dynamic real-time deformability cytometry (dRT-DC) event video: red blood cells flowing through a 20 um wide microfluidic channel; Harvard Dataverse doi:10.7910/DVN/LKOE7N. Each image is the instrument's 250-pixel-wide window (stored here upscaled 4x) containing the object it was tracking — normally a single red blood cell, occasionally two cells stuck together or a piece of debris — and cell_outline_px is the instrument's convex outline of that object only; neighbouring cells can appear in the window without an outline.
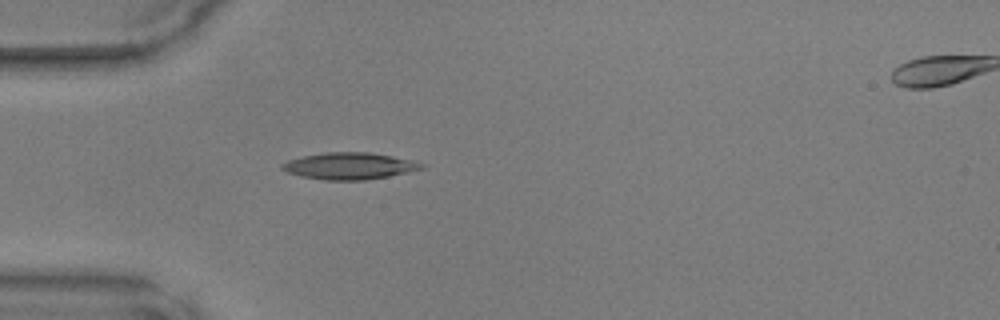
{"species": "common noctule bat (a hibernating species)", "species_latin": "Nyctalus noctula", "temperature_condition": "warm", "stored_images_in_passage": 35, "camera_frame_rate_fps": 3000, "um_per_image_px": 0.085, "animal": {"sex": "male", "body_mass_g": 17.9, "forearm_length_mm": 54.2}, "frame": {"image": 1, "passage_image": 1, "time_ms": 0.0, "image_size_px": [1000, 320], "cell_outline_px": [[424, 168], [408, 172], [388, 176], [364, 180], [324, 180], [300, 176], [288, 172], [280, 168], [280, 164], [288, 160], [304, 156], [324, 152], [368, 152], [392, 156], [412, 160], [424, 164]], "centroid_in_image_um": [29.68, 14.1], "position_along_channel_um": 55.3, "area_um2": 21.68}}
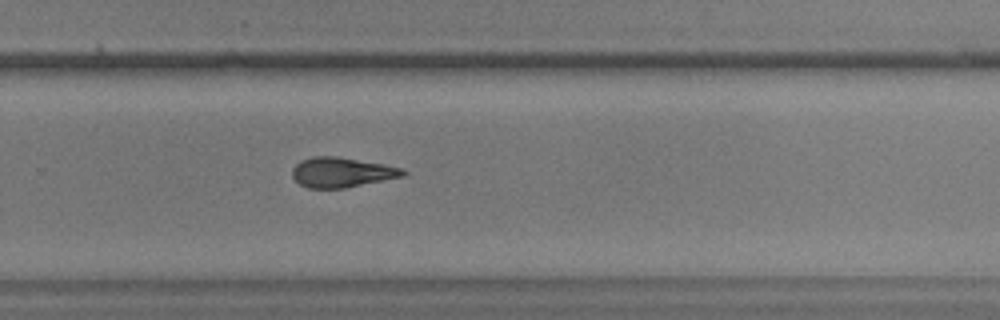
{"frame": {"image": 2, "passage_image": 19, "time_ms": 6.0, "image_size_px": [1000, 320], "cell_outline_px": [[408, 172], [404, 176], [344, 188], [308, 188], [300, 184], [292, 176], [292, 168], [300, 160], [312, 156], [336, 156], [384, 164], [404, 168]], "centroid_in_image_um": [29.05, 14.64], "position_along_channel_um": 300.7, "area_um2": 19.36}}
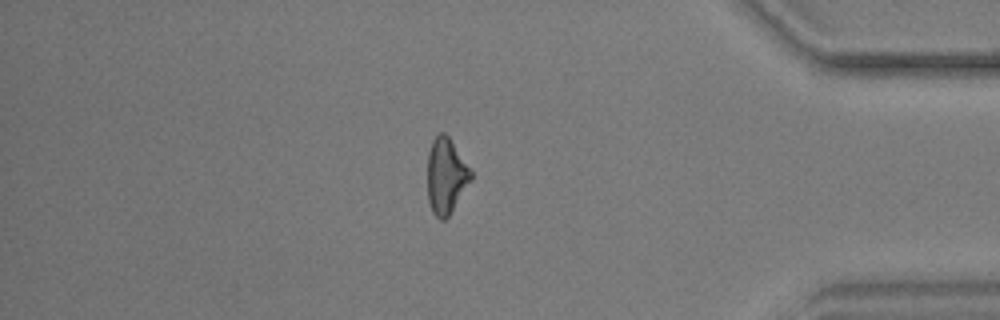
{"frame": {"image": 3, "passage_image": 28, "time_ms": 9.0, "image_size_px": [1000, 320], "cell_outline_px": [[472, 180], [448, 216], [444, 220], [440, 220], [432, 212], [428, 200], [428, 152], [432, 140], [440, 132], [444, 132], [448, 136], [472, 172]], "centroid_in_image_um": [37.9, 14.96], "position_along_channel_um": 397.3, "area_um2": 18.96}}